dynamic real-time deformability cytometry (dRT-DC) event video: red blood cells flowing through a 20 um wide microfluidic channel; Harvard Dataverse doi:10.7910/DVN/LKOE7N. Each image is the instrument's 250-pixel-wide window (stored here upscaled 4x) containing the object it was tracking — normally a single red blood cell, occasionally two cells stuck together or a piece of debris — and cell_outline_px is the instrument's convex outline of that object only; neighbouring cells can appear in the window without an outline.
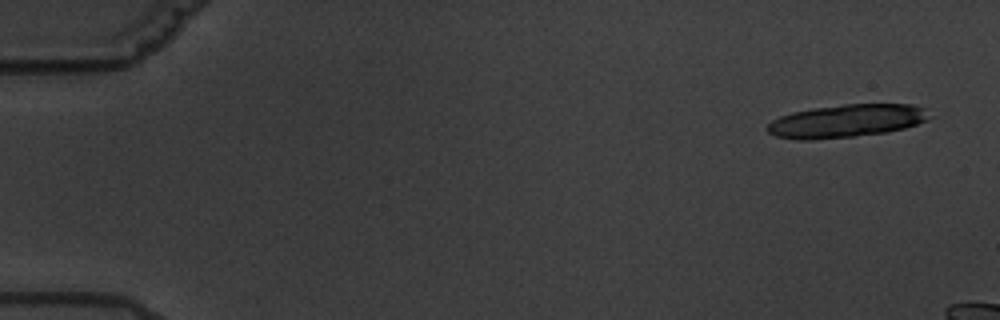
{"species": "common noctule bat (a hibernating species)", "species_latin": "Nyctalus noctula", "temperature_condition": "warm", "stored_images_in_passage": 5, "camera_frame_rate_fps": 3000, "um_per_image_px": 0.085, "animal": {"sex": "male", "body_mass_g": 19.5, "forearm_length_mm": 54.6}, "frame": {"image": 1, "passage_image": 1, "time_ms": 0.0, "image_size_px": [1000, 320], "cell_outline_px": [[936, 116], [928, 120], [904, 128], [888, 132], [852, 136], [812, 140], [796, 140], [776, 136], [768, 132], [768, 124], [772, 120], [780, 116], [792, 112], [816, 108], [844, 104], [916, 104], [928, 108]], "centroid_in_image_um": [72.06, 10.27], "position_along_channel_um": 12.9, "area_um2": 31.44}}